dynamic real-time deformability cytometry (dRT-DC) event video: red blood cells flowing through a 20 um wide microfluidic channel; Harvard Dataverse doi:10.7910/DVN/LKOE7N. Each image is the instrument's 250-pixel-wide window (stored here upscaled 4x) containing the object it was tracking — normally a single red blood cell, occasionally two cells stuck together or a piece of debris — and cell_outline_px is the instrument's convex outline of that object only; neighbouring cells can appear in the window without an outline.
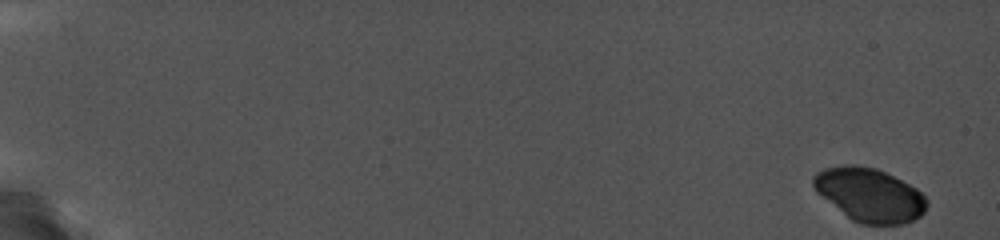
{"species": "common noctule bat (a hibernating species)", "species_latin": "Nyctalus noctula", "temperature_condition": "cold", "stored_images_in_passage": 44, "camera_frame_rate_fps": 5000, "um_per_image_px": 0.085, "animal": {"sex": "female", "body_mass_g": 19.0, "forearm_length_mm": 56.7}, "frame": {"image": 1, "passage_image": 1, "time_ms": 0.0, "image_size_px": [1000, 240], "cell_outline_px": [[928, 204], [924, 212], [920, 216], [912, 220], [900, 224], [864, 224], [852, 220], [824, 196], [812, 184], [812, 176], [824, 168], [848, 164], [856, 164], [876, 168], [916, 188], [928, 200]], "centroid_in_image_um": [73.94, 16.54], "position_along_channel_um": 11.1, "area_um2": 34.68}}